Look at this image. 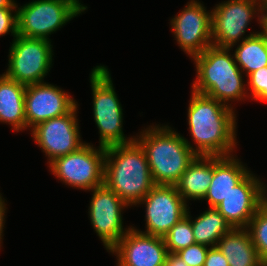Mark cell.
Listing matches in <instances>:
<instances>
[{
    "label": "cell",
    "mask_w": 267,
    "mask_h": 266,
    "mask_svg": "<svg viewBox=\"0 0 267 266\" xmlns=\"http://www.w3.org/2000/svg\"><path fill=\"white\" fill-rule=\"evenodd\" d=\"M203 266H229L223 253L217 246L209 247Z\"/></svg>",
    "instance_id": "cell-28"
},
{
    "label": "cell",
    "mask_w": 267,
    "mask_h": 266,
    "mask_svg": "<svg viewBox=\"0 0 267 266\" xmlns=\"http://www.w3.org/2000/svg\"><path fill=\"white\" fill-rule=\"evenodd\" d=\"M209 246L195 243L176 252L188 266H203Z\"/></svg>",
    "instance_id": "cell-26"
},
{
    "label": "cell",
    "mask_w": 267,
    "mask_h": 266,
    "mask_svg": "<svg viewBox=\"0 0 267 266\" xmlns=\"http://www.w3.org/2000/svg\"><path fill=\"white\" fill-rule=\"evenodd\" d=\"M189 208L186 215L181 218L163 237L168 253H176L179 250L195 244L191 216Z\"/></svg>",
    "instance_id": "cell-23"
},
{
    "label": "cell",
    "mask_w": 267,
    "mask_h": 266,
    "mask_svg": "<svg viewBox=\"0 0 267 266\" xmlns=\"http://www.w3.org/2000/svg\"><path fill=\"white\" fill-rule=\"evenodd\" d=\"M262 29L267 34V13H262Z\"/></svg>",
    "instance_id": "cell-33"
},
{
    "label": "cell",
    "mask_w": 267,
    "mask_h": 266,
    "mask_svg": "<svg viewBox=\"0 0 267 266\" xmlns=\"http://www.w3.org/2000/svg\"><path fill=\"white\" fill-rule=\"evenodd\" d=\"M233 55L236 64L242 72H246V76L267 66V34L263 30L250 33L242 38Z\"/></svg>",
    "instance_id": "cell-21"
},
{
    "label": "cell",
    "mask_w": 267,
    "mask_h": 266,
    "mask_svg": "<svg viewBox=\"0 0 267 266\" xmlns=\"http://www.w3.org/2000/svg\"><path fill=\"white\" fill-rule=\"evenodd\" d=\"M146 205L144 234L164 237L187 213V203L175 185H155L138 203Z\"/></svg>",
    "instance_id": "cell-11"
},
{
    "label": "cell",
    "mask_w": 267,
    "mask_h": 266,
    "mask_svg": "<svg viewBox=\"0 0 267 266\" xmlns=\"http://www.w3.org/2000/svg\"><path fill=\"white\" fill-rule=\"evenodd\" d=\"M213 177V156H197L175 187L184 201L204 200Z\"/></svg>",
    "instance_id": "cell-19"
},
{
    "label": "cell",
    "mask_w": 267,
    "mask_h": 266,
    "mask_svg": "<svg viewBox=\"0 0 267 266\" xmlns=\"http://www.w3.org/2000/svg\"><path fill=\"white\" fill-rule=\"evenodd\" d=\"M91 225L109 252L130 229L123 228L122 210L128 205L105 184L90 190Z\"/></svg>",
    "instance_id": "cell-12"
},
{
    "label": "cell",
    "mask_w": 267,
    "mask_h": 266,
    "mask_svg": "<svg viewBox=\"0 0 267 266\" xmlns=\"http://www.w3.org/2000/svg\"><path fill=\"white\" fill-rule=\"evenodd\" d=\"M260 183V206L267 209V186L263 185V182H259Z\"/></svg>",
    "instance_id": "cell-31"
},
{
    "label": "cell",
    "mask_w": 267,
    "mask_h": 266,
    "mask_svg": "<svg viewBox=\"0 0 267 266\" xmlns=\"http://www.w3.org/2000/svg\"><path fill=\"white\" fill-rule=\"evenodd\" d=\"M25 91L26 85L0 75V122L17 132L26 129Z\"/></svg>",
    "instance_id": "cell-18"
},
{
    "label": "cell",
    "mask_w": 267,
    "mask_h": 266,
    "mask_svg": "<svg viewBox=\"0 0 267 266\" xmlns=\"http://www.w3.org/2000/svg\"><path fill=\"white\" fill-rule=\"evenodd\" d=\"M87 10L79 0H35L17 9L18 35L49 39V35Z\"/></svg>",
    "instance_id": "cell-6"
},
{
    "label": "cell",
    "mask_w": 267,
    "mask_h": 266,
    "mask_svg": "<svg viewBox=\"0 0 267 266\" xmlns=\"http://www.w3.org/2000/svg\"><path fill=\"white\" fill-rule=\"evenodd\" d=\"M212 12L198 1L191 0L186 7L171 20L175 39L183 51L191 58L201 54L212 44Z\"/></svg>",
    "instance_id": "cell-13"
},
{
    "label": "cell",
    "mask_w": 267,
    "mask_h": 266,
    "mask_svg": "<svg viewBox=\"0 0 267 266\" xmlns=\"http://www.w3.org/2000/svg\"><path fill=\"white\" fill-rule=\"evenodd\" d=\"M118 258V266H164L168 250L163 237L148 235L130 227L109 251Z\"/></svg>",
    "instance_id": "cell-14"
},
{
    "label": "cell",
    "mask_w": 267,
    "mask_h": 266,
    "mask_svg": "<svg viewBox=\"0 0 267 266\" xmlns=\"http://www.w3.org/2000/svg\"><path fill=\"white\" fill-rule=\"evenodd\" d=\"M50 40L17 35L9 49L8 68L4 74L24 85L44 82L54 55Z\"/></svg>",
    "instance_id": "cell-7"
},
{
    "label": "cell",
    "mask_w": 267,
    "mask_h": 266,
    "mask_svg": "<svg viewBox=\"0 0 267 266\" xmlns=\"http://www.w3.org/2000/svg\"><path fill=\"white\" fill-rule=\"evenodd\" d=\"M135 140L144 149L156 185H175L197 157L192 145L168 125L149 126Z\"/></svg>",
    "instance_id": "cell-3"
},
{
    "label": "cell",
    "mask_w": 267,
    "mask_h": 266,
    "mask_svg": "<svg viewBox=\"0 0 267 266\" xmlns=\"http://www.w3.org/2000/svg\"><path fill=\"white\" fill-rule=\"evenodd\" d=\"M54 176L71 187L92 190L104 184L105 147L86 143L79 150L56 158L50 164Z\"/></svg>",
    "instance_id": "cell-8"
},
{
    "label": "cell",
    "mask_w": 267,
    "mask_h": 266,
    "mask_svg": "<svg viewBox=\"0 0 267 266\" xmlns=\"http://www.w3.org/2000/svg\"><path fill=\"white\" fill-rule=\"evenodd\" d=\"M17 8H0V36L11 32L13 37L18 35ZM15 14L13 15V11Z\"/></svg>",
    "instance_id": "cell-27"
},
{
    "label": "cell",
    "mask_w": 267,
    "mask_h": 266,
    "mask_svg": "<svg viewBox=\"0 0 267 266\" xmlns=\"http://www.w3.org/2000/svg\"><path fill=\"white\" fill-rule=\"evenodd\" d=\"M259 266H267V261H262Z\"/></svg>",
    "instance_id": "cell-35"
},
{
    "label": "cell",
    "mask_w": 267,
    "mask_h": 266,
    "mask_svg": "<svg viewBox=\"0 0 267 266\" xmlns=\"http://www.w3.org/2000/svg\"><path fill=\"white\" fill-rule=\"evenodd\" d=\"M230 50L231 48L211 45L193 57L197 72V79L192 85L193 91L227 106L231 100L248 97L242 79L243 72L236 64L234 55L230 54Z\"/></svg>",
    "instance_id": "cell-4"
},
{
    "label": "cell",
    "mask_w": 267,
    "mask_h": 266,
    "mask_svg": "<svg viewBox=\"0 0 267 266\" xmlns=\"http://www.w3.org/2000/svg\"><path fill=\"white\" fill-rule=\"evenodd\" d=\"M6 211V206H5V202L2 199L1 193H0V244L2 242V233H3V227H4V223H5V212ZM1 247V245H0Z\"/></svg>",
    "instance_id": "cell-30"
},
{
    "label": "cell",
    "mask_w": 267,
    "mask_h": 266,
    "mask_svg": "<svg viewBox=\"0 0 267 266\" xmlns=\"http://www.w3.org/2000/svg\"><path fill=\"white\" fill-rule=\"evenodd\" d=\"M259 182L249 172L216 207L232 228H247L260 207Z\"/></svg>",
    "instance_id": "cell-16"
},
{
    "label": "cell",
    "mask_w": 267,
    "mask_h": 266,
    "mask_svg": "<svg viewBox=\"0 0 267 266\" xmlns=\"http://www.w3.org/2000/svg\"><path fill=\"white\" fill-rule=\"evenodd\" d=\"M164 266H188L176 253H168Z\"/></svg>",
    "instance_id": "cell-29"
},
{
    "label": "cell",
    "mask_w": 267,
    "mask_h": 266,
    "mask_svg": "<svg viewBox=\"0 0 267 266\" xmlns=\"http://www.w3.org/2000/svg\"><path fill=\"white\" fill-rule=\"evenodd\" d=\"M0 8H18L14 0H0Z\"/></svg>",
    "instance_id": "cell-32"
},
{
    "label": "cell",
    "mask_w": 267,
    "mask_h": 266,
    "mask_svg": "<svg viewBox=\"0 0 267 266\" xmlns=\"http://www.w3.org/2000/svg\"><path fill=\"white\" fill-rule=\"evenodd\" d=\"M104 184L128 206H136L156 185L146 153L136 140L105 148Z\"/></svg>",
    "instance_id": "cell-2"
},
{
    "label": "cell",
    "mask_w": 267,
    "mask_h": 266,
    "mask_svg": "<svg viewBox=\"0 0 267 266\" xmlns=\"http://www.w3.org/2000/svg\"><path fill=\"white\" fill-rule=\"evenodd\" d=\"M247 77L252 98L256 101H267V66L259 68Z\"/></svg>",
    "instance_id": "cell-25"
},
{
    "label": "cell",
    "mask_w": 267,
    "mask_h": 266,
    "mask_svg": "<svg viewBox=\"0 0 267 266\" xmlns=\"http://www.w3.org/2000/svg\"><path fill=\"white\" fill-rule=\"evenodd\" d=\"M191 225L195 242L210 247L216 246L218 241L232 229L216 208H209L195 220L191 218Z\"/></svg>",
    "instance_id": "cell-22"
},
{
    "label": "cell",
    "mask_w": 267,
    "mask_h": 266,
    "mask_svg": "<svg viewBox=\"0 0 267 266\" xmlns=\"http://www.w3.org/2000/svg\"><path fill=\"white\" fill-rule=\"evenodd\" d=\"M249 172L245 165L233 155L213 156V177L204 197L208 201L209 208H216Z\"/></svg>",
    "instance_id": "cell-17"
},
{
    "label": "cell",
    "mask_w": 267,
    "mask_h": 266,
    "mask_svg": "<svg viewBox=\"0 0 267 266\" xmlns=\"http://www.w3.org/2000/svg\"><path fill=\"white\" fill-rule=\"evenodd\" d=\"M257 9V10H256ZM262 28V10L259 0H228L212 9V44L232 48L246 32L247 26L257 13Z\"/></svg>",
    "instance_id": "cell-9"
},
{
    "label": "cell",
    "mask_w": 267,
    "mask_h": 266,
    "mask_svg": "<svg viewBox=\"0 0 267 266\" xmlns=\"http://www.w3.org/2000/svg\"><path fill=\"white\" fill-rule=\"evenodd\" d=\"M74 98L57 86L37 83L26 86L25 119L26 128L69 113L75 106Z\"/></svg>",
    "instance_id": "cell-15"
},
{
    "label": "cell",
    "mask_w": 267,
    "mask_h": 266,
    "mask_svg": "<svg viewBox=\"0 0 267 266\" xmlns=\"http://www.w3.org/2000/svg\"><path fill=\"white\" fill-rule=\"evenodd\" d=\"M188 125L197 156H231L236 147V119L233 106L191 91ZM195 148V149H194Z\"/></svg>",
    "instance_id": "cell-1"
},
{
    "label": "cell",
    "mask_w": 267,
    "mask_h": 266,
    "mask_svg": "<svg viewBox=\"0 0 267 266\" xmlns=\"http://www.w3.org/2000/svg\"><path fill=\"white\" fill-rule=\"evenodd\" d=\"M77 108L78 104L69 113L43 121L31 128L33 140L48 156L49 164L86 144L80 139Z\"/></svg>",
    "instance_id": "cell-10"
},
{
    "label": "cell",
    "mask_w": 267,
    "mask_h": 266,
    "mask_svg": "<svg viewBox=\"0 0 267 266\" xmlns=\"http://www.w3.org/2000/svg\"><path fill=\"white\" fill-rule=\"evenodd\" d=\"M216 246L229 266H259L262 262L247 228H232Z\"/></svg>",
    "instance_id": "cell-20"
},
{
    "label": "cell",
    "mask_w": 267,
    "mask_h": 266,
    "mask_svg": "<svg viewBox=\"0 0 267 266\" xmlns=\"http://www.w3.org/2000/svg\"><path fill=\"white\" fill-rule=\"evenodd\" d=\"M262 13H267V0H259Z\"/></svg>",
    "instance_id": "cell-34"
},
{
    "label": "cell",
    "mask_w": 267,
    "mask_h": 266,
    "mask_svg": "<svg viewBox=\"0 0 267 266\" xmlns=\"http://www.w3.org/2000/svg\"><path fill=\"white\" fill-rule=\"evenodd\" d=\"M93 94L94 121L100 133V146L128 144L135 138L126 139L123 130L122 106L118 100L108 68L96 66L90 74Z\"/></svg>",
    "instance_id": "cell-5"
},
{
    "label": "cell",
    "mask_w": 267,
    "mask_h": 266,
    "mask_svg": "<svg viewBox=\"0 0 267 266\" xmlns=\"http://www.w3.org/2000/svg\"><path fill=\"white\" fill-rule=\"evenodd\" d=\"M247 229L260 259L267 261V209L260 206Z\"/></svg>",
    "instance_id": "cell-24"
}]
</instances>
